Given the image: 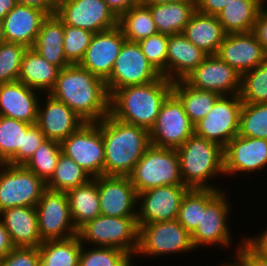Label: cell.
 Segmentation results:
<instances>
[{
    "instance_id": "cell-29",
    "label": "cell",
    "mask_w": 267,
    "mask_h": 266,
    "mask_svg": "<svg viewBox=\"0 0 267 266\" xmlns=\"http://www.w3.org/2000/svg\"><path fill=\"white\" fill-rule=\"evenodd\" d=\"M64 22L55 14L43 21L34 46L49 63L63 69L71 65L64 54Z\"/></svg>"
},
{
    "instance_id": "cell-50",
    "label": "cell",
    "mask_w": 267,
    "mask_h": 266,
    "mask_svg": "<svg viewBox=\"0 0 267 266\" xmlns=\"http://www.w3.org/2000/svg\"><path fill=\"white\" fill-rule=\"evenodd\" d=\"M232 1L234 0H196V11L207 15H217Z\"/></svg>"
},
{
    "instance_id": "cell-27",
    "label": "cell",
    "mask_w": 267,
    "mask_h": 266,
    "mask_svg": "<svg viewBox=\"0 0 267 266\" xmlns=\"http://www.w3.org/2000/svg\"><path fill=\"white\" fill-rule=\"evenodd\" d=\"M183 35L207 55H216L226 33L216 15L195 11L186 24Z\"/></svg>"
},
{
    "instance_id": "cell-32",
    "label": "cell",
    "mask_w": 267,
    "mask_h": 266,
    "mask_svg": "<svg viewBox=\"0 0 267 266\" xmlns=\"http://www.w3.org/2000/svg\"><path fill=\"white\" fill-rule=\"evenodd\" d=\"M267 0H234L216 16L226 34L251 32Z\"/></svg>"
},
{
    "instance_id": "cell-25",
    "label": "cell",
    "mask_w": 267,
    "mask_h": 266,
    "mask_svg": "<svg viewBox=\"0 0 267 266\" xmlns=\"http://www.w3.org/2000/svg\"><path fill=\"white\" fill-rule=\"evenodd\" d=\"M0 219L14 247H39L43 241L38 230L35 207H11L0 212Z\"/></svg>"
},
{
    "instance_id": "cell-9",
    "label": "cell",
    "mask_w": 267,
    "mask_h": 266,
    "mask_svg": "<svg viewBox=\"0 0 267 266\" xmlns=\"http://www.w3.org/2000/svg\"><path fill=\"white\" fill-rule=\"evenodd\" d=\"M62 153L92 178L104 175V143L99 122H86L61 142Z\"/></svg>"
},
{
    "instance_id": "cell-1",
    "label": "cell",
    "mask_w": 267,
    "mask_h": 266,
    "mask_svg": "<svg viewBox=\"0 0 267 266\" xmlns=\"http://www.w3.org/2000/svg\"><path fill=\"white\" fill-rule=\"evenodd\" d=\"M49 94L65 103L85 122H99L110 113L106 82L79 64L61 69Z\"/></svg>"
},
{
    "instance_id": "cell-49",
    "label": "cell",
    "mask_w": 267,
    "mask_h": 266,
    "mask_svg": "<svg viewBox=\"0 0 267 266\" xmlns=\"http://www.w3.org/2000/svg\"><path fill=\"white\" fill-rule=\"evenodd\" d=\"M252 32L267 54V8L260 10Z\"/></svg>"
},
{
    "instance_id": "cell-37",
    "label": "cell",
    "mask_w": 267,
    "mask_h": 266,
    "mask_svg": "<svg viewBox=\"0 0 267 266\" xmlns=\"http://www.w3.org/2000/svg\"><path fill=\"white\" fill-rule=\"evenodd\" d=\"M216 189H189L179 208L178 222L192 234L201 224L206 205L220 192Z\"/></svg>"
},
{
    "instance_id": "cell-4",
    "label": "cell",
    "mask_w": 267,
    "mask_h": 266,
    "mask_svg": "<svg viewBox=\"0 0 267 266\" xmlns=\"http://www.w3.org/2000/svg\"><path fill=\"white\" fill-rule=\"evenodd\" d=\"M176 150L183 183L187 188L221 190L208 181L219 174L224 175L223 147L193 134Z\"/></svg>"
},
{
    "instance_id": "cell-31",
    "label": "cell",
    "mask_w": 267,
    "mask_h": 266,
    "mask_svg": "<svg viewBox=\"0 0 267 266\" xmlns=\"http://www.w3.org/2000/svg\"><path fill=\"white\" fill-rule=\"evenodd\" d=\"M66 193L71 219L77 230L87 221L101 215L98 177L92 178L86 184L70 189Z\"/></svg>"
},
{
    "instance_id": "cell-8",
    "label": "cell",
    "mask_w": 267,
    "mask_h": 266,
    "mask_svg": "<svg viewBox=\"0 0 267 266\" xmlns=\"http://www.w3.org/2000/svg\"><path fill=\"white\" fill-rule=\"evenodd\" d=\"M139 226V246L136 255L157 257L194 250L191 234L177 219L152 222Z\"/></svg>"
},
{
    "instance_id": "cell-42",
    "label": "cell",
    "mask_w": 267,
    "mask_h": 266,
    "mask_svg": "<svg viewBox=\"0 0 267 266\" xmlns=\"http://www.w3.org/2000/svg\"><path fill=\"white\" fill-rule=\"evenodd\" d=\"M84 245L82 244L78 266H133L132 256L121 249L94 246L87 250Z\"/></svg>"
},
{
    "instance_id": "cell-23",
    "label": "cell",
    "mask_w": 267,
    "mask_h": 266,
    "mask_svg": "<svg viewBox=\"0 0 267 266\" xmlns=\"http://www.w3.org/2000/svg\"><path fill=\"white\" fill-rule=\"evenodd\" d=\"M41 92L20 81L0 84V115L36 124Z\"/></svg>"
},
{
    "instance_id": "cell-5",
    "label": "cell",
    "mask_w": 267,
    "mask_h": 266,
    "mask_svg": "<svg viewBox=\"0 0 267 266\" xmlns=\"http://www.w3.org/2000/svg\"><path fill=\"white\" fill-rule=\"evenodd\" d=\"M137 193L164 185H184L176 149L150 145L128 175Z\"/></svg>"
},
{
    "instance_id": "cell-44",
    "label": "cell",
    "mask_w": 267,
    "mask_h": 266,
    "mask_svg": "<svg viewBox=\"0 0 267 266\" xmlns=\"http://www.w3.org/2000/svg\"><path fill=\"white\" fill-rule=\"evenodd\" d=\"M94 33L64 23V54L70 64H79Z\"/></svg>"
},
{
    "instance_id": "cell-12",
    "label": "cell",
    "mask_w": 267,
    "mask_h": 266,
    "mask_svg": "<svg viewBox=\"0 0 267 266\" xmlns=\"http://www.w3.org/2000/svg\"><path fill=\"white\" fill-rule=\"evenodd\" d=\"M242 105L239 94L221 96L212 110L194 125V134L225 148L238 135Z\"/></svg>"
},
{
    "instance_id": "cell-39",
    "label": "cell",
    "mask_w": 267,
    "mask_h": 266,
    "mask_svg": "<svg viewBox=\"0 0 267 266\" xmlns=\"http://www.w3.org/2000/svg\"><path fill=\"white\" fill-rule=\"evenodd\" d=\"M61 153V142L45 139L24 166L47 183L54 174Z\"/></svg>"
},
{
    "instance_id": "cell-17",
    "label": "cell",
    "mask_w": 267,
    "mask_h": 266,
    "mask_svg": "<svg viewBox=\"0 0 267 266\" xmlns=\"http://www.w3.org/2000/svg\"><path fill=\"white\" fill-rule=\"evenodd\" d=\"M227 194L221 190L207 205L202 212L201 224L191 234L194 248L206 245H220L230 247L231 231L228 225V215L231 212ZM230 211V212H229ZM228 225V226H227Z\"/></svg>"
},
{
    "instance_id": "cell-52",
    "label": "cell",
    "mask_w": 267,
    "mask_h": 266,
    "mask_svg": "<svg viewBox=\"0 0 267 266\" xmlns=\"http://www.w3.org/2000/svg\"><path fill=\"white\" fill-rule=\"evenodd\" d=\"M243 241L259 256L267 258V228L257 237H246Z\"/></svg>"
},
{
    "instance_id": "cell-16",
    "label": "cell",
    "mask_w": 267,
    "mask_h": 266,
    "mask_svg": "<svg viewBox=\"0 0 267 266\" xmlns=\"http://www.w3.org/2000/svg\"><path fill=\"white\" fill-rule=\"evenodd\" d=\"M183 80L196 89L231 96L239 94L241 74L217 55H208Z\"/></svg>"
},
{
    "instance_id": "cell-15",
    "label": "cell",
    "mask_w": 267,
    "mask_h": 266,
    "mask_svg": "<svg viewBox=\"0 0 267 266\" xmlns=\"http://www.w3.org/2000/svg\"><path fill=\"white\" fill-rule=\"evenodd\" d=\"M188 190L185 185H164L138 193V225L177 219L181 201Z\"/></svg>"
},
{
    "instance_id": "cell-10",
    "label": "cell",
    "mask_w": 267,
    "mask_h": 266,
    "mask_svg": "<svg viewBox=\"0 0 267 266\" xmlns=\"http://www.w3.org/2000/svg\"><path fill=\"white\" fill-rule=\"evenodd\" d=\"M194 134V125L180 99L171 92L161 105L154 126L149 130L150 144L157 147H180Z\"/></svg>"
},
{
    "instance_id": "cell-55",
    "label": "cell",
    "mask_w": 267,
    "mask_h": 266,
    "mask_svg": "<svg viewBox=\"0 0 267 266\" xmlns=\"http://www.w3.org/2000/svg\"><path fill=\"white\" fill-rule=\"evenodd\" d=\"M16 5V0H0V20H3L7 13Z\"/></svg>"
},
{
    "instance_id": "cell-19",
    "label": "cell",
    "mask_w": 267,
    "mask_h": 266,
    "mask_svg": "<svg viewBox=\"0 0 267 266\" xmlns=\"http://www.w3.org/2000/svg\"><path fill=\"white\" fill-rule=\"evenodd\" d=\"M126 38L119 26L93 34L79 65L104 81L111 75Z\"/></svg>"
},
{
    "instance_id": "cell-20",
    "label": "cell",
    "mask_w": 267,
    "mask_h": 266,
    "mask_svg": "<svg viewBox=\"0 0 267 266\" xmlns=\"http://www.w3.org/2000/svg\"><path fill=\"white\" fill-rule=\"evenodd\" d=\"M267 166V140L235 136L224 148V174L261 171Z\"/></svg>"
},
{
    "instance_id": "cell-57",
    "label": "cell",
    "mask_w": 267,
    "mask_h": 266,
    "mask_svg": "<svg viewBox=\"0 0 267 266\" xmlns=\"http://www.w3.org/2000/svg\"><path fill=\"white\" fill-rule=\"evenodd\" d=\"M6 42V37L4 33L3 20H0V44Z\"/></svg>"
},
{
    "instance_id": "cell-14",
    "label": "cell",
    "mask_w": 267,
    "mask_h": 266,
    "mask_svg": "<svg viewBox=\"0 0 267 266\" xmlns=\"http://www.w3.org/2000/svg\"><path fill=\"white\" fill-rule=\"evenodd\" d=\"M56 15L65 24L94 34L118 26V17L104 0H58Z\"/></svg>"
},
{
    "instance_id": "cell-30",
    "label": "cell",
    "mask_w": 267,
    "mask_h": 266,
    "mask_svg": "<svg viewBox=\"0 0 267 266\" xmlns=\"http://www.w3.org/2000/svg\"><path fill=\"white\" fill-rule=\"evenodd\" d=\"M157 27V32L166 35L183 33L190 17L196 11L195 1H177L146 5Z\"/></svg>"
},
{
    "instance_id": "cell-22",
    "label": "cell",
    "mask_w": 267,
    "mask_h": 266,
    "mask_svg": "<svg viewBox=\"0 0 267 266\" xmlns=\"http://www.w3.org/2000/svg\"><path fill=\"white\" fill-rule=\"evenodd\" d=\"M40 102L36 125L44 133L45 139L62 142L86 123L65 103L55 99L49 93L43 103L44 107Z\"/></svg>"
},
{
    "instance_id": "cell-33",
    "label": "cell",
    "mask_w": 267,
    "mask_h": 266,
    "mask_svg": "<svg viewBox=\"0 0 267 266\" xmlns=\"http://www.w3.org/2000/svg\"><path fill=\"white\" fill-rule=\"evenodd\" d=\"M172 92L182 102L185 113L193 125L203 119L221 97L216 92L191 87L184 80L174 81Z\"/></svg>"
},
{
    "instance_id": "cell-3",
    "label": "cell",
    "mask_w": 267,
    "mask_h": 266,
    "mask_svg": "<svg viewBox=\"0 0 267 266\" xmlns=\"http://www.w3.org/2000/svg\"><path fill=\"white\" fill-rule=\"evenodd\" d=\"M172 86L173 82L161 76L153 82L117 89L110 95L109 114L149 131L156 122L162 103L172 92Z\"/></svg>"
},
{
    "instance_id": "cell-36",
    "label": "cell",
    "mask_w": 267,
    "mask_h": 266,
    "mask_svg": "<svg viewBox=\"0 0 267 266\" xmlns=\"http://www.w3.org/2000/svg\"><path fill=\"white\" fill-rule=\"evenodd\" d=\"M118 26L129 42H139L157 34V27L148 6L139 3L129 8L118 18Z\"/></svg>"
},
{
    "instance_id": "cell-47",
    "label": "cell",
    "mask_w": 267,
    "mask_h": 266,
    "mask_svg": "<svg viewBox=\"0 0 267 266\" xmlns=\"http://www.w3.org/2000/svg\"><path fill=\"white\" fill-rule=\"evenodd\" d=\"M45 140L44 133L34 124L24 134L23 148H20V165H24Z\"/></svg>"
},
{
    "instance_id": "cell-45",
    "label": "cell",
    "mask_w": 267,
    "mask_h": 266,
    "mask_svg": "<svg viewBox=\"0 0 267 266\" xmlns=\"http://www.w3.org/2000/svg\"><path fill=\"white\" fill-rule=\"evenodd\" d=\"M138 44L147 60L166 78L168 35L157 33L140 40Z\"/></svg>"
},
{
    "instance_id": "cell-56",
    "label": "cell",
    "mask_w": 267,
    "mask_h": 266,
    "mask_svg": "<svg viewBox=\"0 0 267 266\" xmlns=\"http://www.w3.org/2000/svg\"><path fill=\"white\" fill-rule=\"evenodd\" d=\"M177 1H196V0H141V3L144 5H155V4L170 3Z\"/></svg>"
},
{
    "instance_id": "cell-54",
    "label": "cell",
    "mask_w": 267,
    "mask_h": 266,
    "mask_svg": "<svg viewBox=\"0 0 267 266\" xmlns=\"http://www.w3.org/2000/svg\"><path fill=\"white\" fill-rule=\"evenodd\" d=\"M14 248L8 231L0 219V259L5 257Z\"/></svg>"
},
{
    "instance_id": "cell-21",
    "label": "cell",
    "mask_w": 267,
    "mask_h": 266,
    "mask_svg": "<svg viewBox=\"0 0 267 266\" xmlns=\"http://www.w3.org/2000/svg\"><path fill=\"white\" fill-rule=\"evenodd\" d=\"M216 55L240 74L256 68L267 59L264 48L252 31L226 34Z\"/></svg>"
},
{
    "instance_id": "cell-35",
    "label": "cell",
    "mask_w": 267,
    "mask_h": 266,
    "mask_svg": "<svg viewBox=\"0 0 267 266\" xmlns=\"http://www.w3.org/2000/svg\"><path fill=\"white\" fill-rule=\"evenodd\" d=\"M32 126L0 115V164L20 165V148L24 134Z\"/></svg>"
},
{
    "instance_id": "cell-58",
    "label": "cell",
    "mask_w": 267,
    "mask_h": 266,
    "mask_svg": "<svg viewBox=\"0 0 267 266\" xmlns=\"http://www.w3.org/2000/svg\"><path fill=\"white\" fill-rule=\"evenodd\" d=\"M235 258V262L233 263V262H224V264H221L220 266H244L236 257H234Z\"/></svg>"
},
{
    "instance_id": "cell-26",
    "label": "cell",
    "mask_w": 267,
    "mask_h": 266,
    "mask_svg": "<svg viewBox=\"0 0 267 266\" xmlns=\"http://www.w3.org/2000/svg\"><path fill=\"white\" fill-rule=\"evenodd\" d=\"M208 55L191 43L184 35H168L166 78L171 82L183 80Z\"/></svg>"
},
{
    "instance_id": "cell-7",
    "label": "cell",
    "mask_w": 267,
    "mask_h": 266,
    "mask_svg": "<svg viewBox=\"0 0 267 266\" xmlns=\"http://www.w3.org/2000/svg\"><path fill=\"white\" fill-rule=\"evenodd\" d=\"M46 189V183L24 165L0 164V212L35 207Z\"/></svg>"
},
{
    "instance_id": "cell-13",
    "label": "cell",
    "mask_w": 267,
    "mask_h": 266,
    "mask_svg": "<svg viewBox=\"0 0 267 266\" xmlns=\"http://www.w3.org/2000/svg\"><path fill=\"white\" fill-rule=\"evenodd\" d=\"M42 241L65 239L78 234L66 192L46 189L35 206Z\"/></svg>"
},
{
    "instance_id": "cell-51",
    "label": "cell",
    "mask_w": 267,
    "mask_h": 266,
    "mask_svg": "<svg viewBox=\"0 0 267 266\" xmlns=\"http://www.w3.org/2000/svg\"><path fill=\"white\" fill-rule=\"evenodd\" d=\"M16 2L39 9L48 16L57 14L58 0H16Z\"/></svg>"
},
{
    "instance_id": "cell-34",
    "label": "cell",
    "mask_w": 267,
    "mask_h": 266,
    "mask_svg": "<svg viewBox=\"0 0 267 266\" xmlns=\"http://www.w3.org/2000/svg\"><path fill=\"white\" fill-rule=\"evenodd\" d=\"M81 249L78 235L44 241L39 246V266H78Z\"/></svg>"
},
{
    "instance_id": "cell-18",
    "label": "cell",
    "mask_w": 267,
    "mask_h": 266,
    "mask_svg": "<svg viewBox=\"0 0 267 266\" xmlns=\"http://www.w3.org/2000/svg\"><path fill=\"white\" fill-rule=\"evenodd\" d=\"M98 191L101 215L137 217L138 193L128 176H98Z\"/></svg>"
},
{
    "instance_id": "cell-24",
    "label": "cell",
    "mask_w": 267,
    "mask_h": 266,
    "mask_svg": "<svg viewBox=\"0 0 267 266\" xmlns=\"http://www.w3.org/2000/svg\"><path fill=\"white\" fill-rule=\"evenodd\" d=\"M47 14L27 5L17 4L3 19L6 42L33 47Z\"/></svg>"
},
{
    "instance_id": "cell-40",
    "label": "cell",
    "mask_w": 267,
    "mask_h": 266,
    "mask_svg": "<svg viewBox=\"0 0 267 266\" xmlns=\"http://www.w3.org/2000/svg\"><path fill=\"white\" fill-rule=\"evenodd\" d=\"M239 97L242 103H267V59L241 74Z\"/></svg>"
},
{
    "instance_id": "cell-46",
    "label": "cell",
    "mask_w": 267,
    "mask_h": 266,
    "mask_svg": "<svg viewBox=\"0 0 267 266\" xmlns=\"http://www.w3.org/2000/svg\"><path fill=\"white\" fill-rule=\"evenodd\" d=\"M39 247H14L0 259V266H39Z\"/></svg>"
},
{
    "instance_id": "cell-6",
    "label": "cell",
    "mask_w": 267,
    "mask_h": 266,
    "mask_svg": "<svg viewBox=\"0 0 267 266\" xmlns=\"http://www.w3.org/2000/svg\"><path fill=\"white\" fill-rule=\"evenodd\" d=\"M82 244L95 247L118 248L135 256L139 246L137 217H111L99 215L78 229Z\"/></svg>"
},
{
    "instance_id": "cell-38",
    "label": "cell",
    "mask_w": 267,
    "mask_h": 266,
    "mask_svg": "<svg viewBox=\"0 0 267 266\" xmlns=\"http://www.w3.org/2000/svg\"><path fill=\"white\" fill-rule=\"evenodd\" d=\"M92 177L74 160L61 153L51 179L46 188L52 191L67 192L77 186L86 184Z\"/></svg>"
},
{
    "instance_id": "cell-43",
    "label": "cell",
    "mask_w": 267,
    "mask_h": 266,
    "mask_svg": "<svg viewBox=\"0 0 267 266\" xmlns=\"http://www.w3.org/2000/svg\"><path fill=\"white\" fill-rule=\"evenodd\" d=\"M27 47L20 43L0 44V84L18 81L21 62Z\"/></svg>"
},
{
    "instance_id": "cell-53",
    "label": "cell",
    "mask_w": 267,
    "mask_h": 266,
    "mask_svg": "<svg viewBox=\"0 0 267 266\" xmlns=\"http://www.w3.org/2000/svg\"><path fill=\"white\" fill-rule=\"evenodd\" d=\"M104 1L118 18L132 6L141 3V0H104Z\"/></svg>"
},
{
    "instance_id": "cell-28",
    "label": "cell",
    "mask_w": 267,
    "mask_h": 266,
    "mask_svg": "<svg viewBox=\"0 0 267 266\" xmlns=\"http://www.w3.org/2000/svg\"><path fill=\"white\" fill-rule=\"evenodd\" d=\"M60 70L29 47L22 58L18 81L39 92L46 91L45 94H48L54 87Z\"/></svg>"
},
{
    "instance_id": "cell-48",
    "label": "cell",
    "mask_w": 267,
    "mask_h": 266,
    "mask_svg": "<svg viewBox=\"0 0 267 266\" xmlns=\"http://www.w3.org/2000/svg\"><path fill=\"white\" fill-rule=\"evenodd\" d=\"M234 256L244 266H267V258L259 256L244 241L237 245Z\"/></svg>"
},
{
    "instance_id": "cell-41",
    "label": "cell",
    "mask_w": 267,
    "mask_h": 266,
    "mask_svg": "<svg viewBox=\"0 0 267 266\" xmlns=\"http://www.w3.org/2000/svg\"><path fill=\"white\" fill-rule=\"evenodd\" d=\"M238 135L267 140V103H243L239 117Z\"/></svg>"
},
{
    "instance_id": "cell-11",
    "label": "cell",
    "mask_w": 267,
    "mask_h": 266,
    "mask_svg": "<svg viewBox=\"0 0 267 266\" xmlns=\"http://www.w3.org/2000/svg\"><path fill=\"white\" fill-rule=\"evenodd\" d=\"M161 76L142 53L138 42L126 40L105 82L111 95L117 89L153 82Z\"/></svg>"
},
{
    "instance_id": "cell-2",
    "label": "cell",
    "mask_w": 267,
    "mask_h": 266,
    "mask_svg": "<svg viewBox=\"0 0 267 266\" xmlns=\"http://www.w3.org/2000/svg\"><path fill=\"white\" fill-rule=\"evenodd\" d=\"M104 143V175L128 176L150 144L149 131L108 114L100 120Z\"/></svg>"
}]
</instances>
